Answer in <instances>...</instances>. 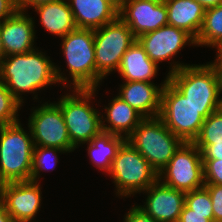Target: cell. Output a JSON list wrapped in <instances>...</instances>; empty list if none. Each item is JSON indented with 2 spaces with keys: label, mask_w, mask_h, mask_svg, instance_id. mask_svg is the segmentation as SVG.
<instances>
[{
  "label": "cell",
  "mask_w": 222,
  "mask_h": 222,
  "mask_svg": "<svg viewBox=\"0 0 222 222\" xmlns=\"http://www.w3.org/2000/svg\"><path fill=\"white\" fill-rule=\"evenodd\" d=\"M39 51L35 48L24 54L5 56L0 63V81L21 105L25 92L35 94L40 89L58 83L64 84L63 88L69 85L68 77L64 76L61 68Z\"/></svg>",
  "instance_id": "1"
},
{
  "label": "cell",
  "mask_w": 222,
  "mask_h": 222,
  "mask_svg": "<svg viewBox=\"0 0 222 222\" xmlns=\"http://www.w3.org/2000/svg\"><path fill=\"white\" fill-rule=\"evenodd\" d=\"M168 81L194 106L198 108H222V77L212 63H170ZM173 64V65H172Z\"/></svg>",
  "instance_id": "2"
},
{
  "label": "cell",
  "mask_w": 222,
  "mask_h": 222,
  "mask_svg": "<svg viewBox=\"0 0 222 222\" xmlns=\"http://www.w3.org/2000/svg\"><path fill=\"white\" fill-rule=\"evenodd\" d=\"M220 108H198L167 80L161 92L159 118L183 142H194L204 120Z\"/></svg>",
  "instance_id": "3"
},
{
  "label": "cell",
  "mask_w": 222,
  "mask_h": 222,
  "mask_svg": "<svg viewBox=\"0 0 222 222\" xmlns=\"http://www.w3.org/2000/svg\"><path fill=\"white\" fill-rule=\"evenodd\" d=\"M20 121L0 126V182L29 181L32 169L33 138ZM27 132V133H26Z\"/></svg>",
  "instance_id": "4"
},
{
  "label": "cell",
  "mask_w": 222,
  "mask_h": 222,
  "mask_svg": "<svg viewBox=\"0 0 222 222\" xmlns=\"http://www.w3.org/2000/svg\"><path fill=\"white\" fill-rule=\"evenodd\" d=\"M96 90L97 88L73 89L72 94L66 93L56 103L61 109L70 141L75 148L90 142L102 132L101 112L90 104L96 96Z\"/></svg>",
  "instance_id": "5"
},
{
  "label": "cell",
  "mask_w": 222,
  "mask_h": 222,
  "mask_svg": "<svg viewBox=\"0 0 222 222\" xmlns=\"http://www.w3.org/2000/svg\"><path fill=\"white\" fill-rule=\"evenodd\" d=\"M159 173L183 141L159 117L144 118L126 139Z\"/></svg>",
  "instance_id": "6"
},
{
  "label": "cell",
  "mask_w": 222,
  "mask_h": 222,
  "mask_svg": "<svg viewBox=\"0 0 222 222\" xmlns=\"http://www.w3.org/2000/svg\"><path fill=\"white\" fill-rule=\"evenodd\" d=\"M108 174L121 197L140 194L158 180L157 171L127 140L118 149Z\"/></svg>",
  "instance_id": "7"
},
{
  "label": "cell",
  "mask_w": 222,
  "mask_h": 222,
  "mask_svg": "<svg viewBox=\"0 0 222 222\" xmlns=\"http://www.w3.org/2000/svg\"><path fill=\"white\" fill-rule=\"evenodd\" d=\"M61 40V50L72 80L69 81L70 89L96 88L94 30L76 28Z\"/></svg>",
  "instance_id": "8"
},
{
  "label": "cell",
  "mask_w": 222,
  "mask_h": 222,
  "mask_svg": "<svg viewBox=\"0 0 222 222\" xmlns=\"http://www.w3.org/2000/svg\"><path fill=\"white\" fill-rule=\"evenodd\" d=\"M135 41L132 30L120 17L94 30L97 89L102 79L118 70L122 56Z\"/></svg>",
  "instance_id": "9"
},
{
  "label": "cell",
  "mask_w": 222,
  "mask_h": 222,
  "mask_svg": "<svg viewBox=\"0 0 222 222\" xmlns=\"http://www.w3.org/2000/svg\"><path fill=\"white\" fill-rule=\"evenodd\" d=\"M165 185L185 193L205 185L201 151L193 142H183L158 173Z\"/></svg>",
  "instance_id": "10"
},
{
  "label": "cell",
  "mask_w": 222,
  "mask_h": 222,
  "mask_svg": "<svg viewBox=\"0 0 222 222\" xmlns=\"http://www.w3.org/2000/svg\"><path fill=\"white\" fill-rule=\"evenodd\" d=\"M34 146L52 147L70 153L76 148L72 145L68 130L56 102L42 103L33 108L28 120Z\"/></svg>",
  "instance_id": "11"
},
{
  "label": "cell",
  "mask_w": 222,
  "mask_h": 222,
  "mask_svg": "<svg viewBox=\"0 0 222 222\" xmlns=\"http://www.w3.org/2000/svg\"><path fill=\"white\" fill-rule=\"evenodd\" d=\"M41 185L34 181L4 183L1 198L14 222H32L41 207Z\"/></svg>",
  "instance_id": "12"
},
{
  "label": "cell",
  "mask_w": 222,
  "mask_h": 222,
  "mask_svg": "<svg viewBox=\"0 0 222 222\" xmlns=\"http://www.w3.org/2000/svg\"><path fill=\"white\" fill-rule=\"evenodd\" d=\"M119 17L132 30L136 39L168 25L165 1L122 0Z\"/></svg>",
  "instance_id": "13"
},
{
  "label": "cell",
  "mask_w": 222,
  "mask_h": 222,
  "mask_svg": "<svg viewBox=\"0 0 222 222\" xmlns=\"http://www.w3.org/2000/svg\"><path fill=\"white\" fill-rule=\"evenodd\" d=\"M137 40L157 65L165 60H173L186 45L196 46L195 39L189 33L172 25L145 33Z\"/></svg>",
  "instance_id": "14"
},
{
  "label": "cell",
  "mask_w": 222,
  "mask_h": 222,
  "mask_svg": "<svg viewBox=\"0 0 222 222\" xmlns=\"http://www.w3.org/2000/svg\"><path fill=\"white\" fill-rule=\"evenodd\" d=\"M146 192V193H145ZM143 193L147 194L144 205H139L156 222H178L185 204V192L163 184L159 179Z\"/></svg>",
  "instance_id": "15"
},
{
  "label": "cell",
  "mask_w": 222,
  "mask_h": 222,
  "mask_svg": "<svg viewBox=\"0 0 222 222\" xmlns=\"http://www.w3.org/2000/svg\"><path fill=\"white\" fill-rule=\"evenodd\" d=\"M27 14L25 11L17 10L0 23V36L5 56L24 54L36 48L34 46L35 22Z\"/></svg>",
  "instance_id": "16"
},
{
  "label": "cell",
  "mask_w": 222,
  "mask_h": 222,
  "mask_svg": "<svg viewBox=\"0 0 222 222\" xmlns=\"http://www.w3.org/2000/svg\"><path fill=\"white\" fill-rule=\"evenodd\" d=\"M77 28L96 30L119 17L122 0H67Z\"/></svg>",
  "instance_id": "17"
},
{
  "label": "cell",
  "mask_w": 222,
  "mask_h": 222,
  "mask_svg": "<svg viewBox=\"0 0 222 222\" xmlns=\"http://www.w3.org/2000/svg\"><path fill=\"white\" fill-rule=\"evenodd\" d=\"M167 80L168 77L160 86L149 82L124 81L120 85L118 96L144 118L158 117L161 92Z\"/></svg>",
  "instance_id": "18"
},
{
  "label": "cell",
  "mask_w": 222,
  "mask_h": 222,
  "mask_svg": "<svg viewBox=\"0 0 222 222\" xmlns=\"http://www.w3.org/2000/svg\"><path fill=\"white\" fill-rule=\"evenodd\" d=\"M104 109V113L106 114L101 115L102 131L122 136L125 139L133 133L135 128L144 119L140 113L128 105L118 95L113 97L110 103H108V107L106 106ZM106 121L108 125L105 123Z\"/></svg>",
  "instance_id": "19"
},
{
  "label": "cell",
  "mask_w": 222,
  "mask_h": 222,
  "mask_svg": "<svg viewBox=\"0 0 222 222\" xmlns=\"http://www.w3.org/2000/svg\"><path fill=\"white\" fill-rule=\"evenodd\" d=\"M168 25L189 33L195 40L202 28L205 8L196 0H164Z\"/></svg>",
  "instance_id": "20"
},
{
  "label": "cell",
  "mask_w": 222,
  "mask_h": 222,
  "mask_svg": "<svg viewBox=\"0 0 222 222\" xmlns=\"http://www.w3.org/2000/svg\"><path fill=\"white\" fill-rule=\"evenodd\" d=\"M158 69V65L148 57L144 47L136 39L122 56L117 71L123 81L153 83L151 80L156 76Z\"/></svg>",
  "instance_id": "21"
},
{
  "label": "cell",
  "mask_w": 222,
  "mask_h": 222,
  "mask_svg": "<svg viewBox=\"0 0 222 222\" xmlns=\"http://www.w3.org/2000/svg\"><path fill=\"white\" fill-rule=\"evenodd\" d=\"M32 8L39 14L42 27L55 36L62 38L77 28L67 0L42 3Z\"/></svg>",
  "instance_id": "22"
},
{
  "label": "cell",
  "mask_w": 222,
  "mask_h": 222,
  "mask_svg": "<svg viewBox=\"0 0 222 222\" xmlns=\"http://www.w3.org/2000/svg\"><path fill=\"white\" fill-rule=\"evenodd\" d=\"M125 140L122 136L102 131L90 142H86V144H88L87 150L91 162L95 167L99 168V170L109 173L112 161Z\"/></svg>",
  "instance_id": "23"
},
{
  "label": "cell",
  "mask_w": 222,
  "mask_h": 222,
  "mask_svg": "<svg viewBox=\"0 0 222 222\" xmlns=\"http://www.w3.org/2000/svg\"><path fill=\"white\" fill-rule=\"evenodd\" d=\"M196 46L216 48L222 43V4L205 10Z\"/></svg>",
  "instance_id": "24"
},
{
  "label": "cell",
  "mask_w": 222,
  "mask_h": 222,
  "mask_svg": "<svg viewBox=\"0 0 222 222\" xmlns=\"http://www.w3.org/2000/svg\"><path fill=\"white\" fill-rule=\"evenodd\" d=\"M222 142V108L212 112L203 122L198 137L194 140L196 147L202 151L207 145Z\"/></svg>",
  "instance_id": "25"
},
{
  "label": "cell",
  "mask_w": 222,
  "mask_h": 222,
  "mask_svg": "<svg viewBox=\"0 0 222 222\" xmlns=\"http://www.w3.org/2000/svg\"><path fill=\"white\" fill-rule=\"evenodd\" d=\"M57 153L67 152L59 148L34 146L30 181L38 182L40 171H53L55 169L59 161Z\"/></svg>",
  "instance_id": "26"
},
{
  "label": "cell",
  "mask_w": 222,
  "mask_h": 222,
  "mask_svg": "<svg viewBox=\"0 0 222 222\" xmlns=\"http://www.w3.org/2000/svg\"><path fill=\"white\" fill-rule=\"evenodd\" d=\"M20 102L11 94L5 84L0 81V126L18 122Z\"/></svg>",
  "instance_id": "27"
},
{
  "label": "cell",
  "mask_w": 222,
  "mask_h": 222,
  "mask_svg": "<svg viewBox=\"0 0 222 222\" xmlns=\"http://www.w3.org/2000/svg\"><path fill=\"white\" fill-rule=\"evenodd\" d=\"M185 205L192 210V213L213 214L212 200L205 186L187 192Z\"/></svg>",
  "instance_id": "28"
},
{
  "label": "cell",
  "mask_w": 222,
  "mask_h": 222,
  "mask_svg": "<svg viewBox=\"0 0 222 222\" xmlns=\"http://www.w3.org/2000/svg\"><path fill=\"white\" fill-rule=\"evenodd\" d=\"M205 184H216L222 186V160L202 159Z\"/></svg>",
  "instance_id": "29"
},
{
  "label": "cell",
  "mask_w": 222,
  "mask_h": 222,
  "mask_svg": "<svg viewBox=\"0 0 222 222\" xmlns=\"http://www.w3.org/2000/svg\"><path fill=\"white\" fill-rule=\"evenodd\" d=\"M212 200L214 222H222V186L216 184L204 185Z\"/></svg>",
  "instance_id": "30"
},
{
  "label": "cell",
  "mask_w": 222,
  "mask_h": 222,
  "mask_svg": "<svg viewBox=\"0 0 222 222\" xmlns=\"http://www.w3.org/2000/svg\"><path fill=\"white\" fill-rule=\"evenodd\" d=\"M178 222H214V216L213 214L192 213V210L184 204Z\"/></svg>",
  "instance_id": "31"
},
{
  "label": "cell",
  "mask_w": 222,
  "mask_h": 222,
  "mask_svg": "<svg viewBox=\"0 0 222 222\" xmlns=\"http://www.w3.org/2000/svg\"><path fill=\"white\" fill-rule=\"evenodd\" d=\"M124 222H156L151 216L145 213L138 205L132 206L124 215Z\"/></svg>",
  "instance_id": "32"
},
{
  "label": "cell",
  "mask_w": 222,
  "mask_h": 222,
  "mask_svg": "<svg viewBox=\"0 0 222 222\" xmlns=\"http://www.w3.org/2000/svg\"><path fill=\"white\" fill-rule=\"evenodd\" d=\"M18 10L16 0H0V23Z\"/></svg>",
  "instance_id": "33"
},
{
  "label": "cell",
  "mask_w": 222,
  "mask_h": 222,
  "mask_svg": "<svg viewBox=\"0 0 222 222\" xmlns=\"http://www.w3.org/2000/svg\"><path fill=\"white\" fill-rule=\"evenodd\" d=\"M202 159H221L222 160V142L207 145L201 151Z\"/></svg>",
  "instance_id": "34"
},
{
  "label": "cell",
  "mask_w": 222,
  "mask_h": 222,
  "mask_svg": "<svg viewBox=\"0 0 222 222\" xmlns=\"http://www.w3.org/2000/svg\"><path fill=\"white\" fill-rule=\"evenodd\" d=\"M57 0H16L18 10L26 11L27 8L35 7L42 3L54 2ZM31 6V7H30Z\"/></svg>",
  "instance_id": "35"
},
{
  "label": "cell",
  "mask_w": 222,
  "mask_h": 222,
  "mask_svg": "<svg viewBox=\"0 0 222 222\" xmlns=\"http://www.w3.org/2000/svg\"><path fill=\"white\" fill-rule=\"evenodd\" d=\"M0 222H14L12 217L6 211V208L1 200H0Z\"/></svg>",
  "instance_id": "36"
},
{
  "label": "cell",
  "mask_w": 222,
  "mask_h": 222,
  "mask_svg": "<svg viewBox=\"0 0 222 222\" xmlns=\"http://www.w3.org/2000/svg\"><path fill=\"white\" fill-rule=\"evenodd\" d=\"M200 3L205 9L216 7L222 4V0H196Z\"/></svg>",
  "instance_id": "37"
},
{
  "label": "cell",
  "mask_w": 222,
  "mask_h": 222,
  "mask_svg": "<svg viewBox=\"0 0 222 222\" xmlns=\"http://www.w3.org/2000/svg\"><path fill=\"white\" fill-rule=\"evenodd\" d=\"M216 59L214 60V62L212 61V63L217 67V68H222V43L216 47Z\"/></svg>",
  "instance_id": "38"
},
{
  "label": "cell",
  "mask_w": 222,
  "mask_h": 222,
  "mask_svg": "<svg viewBox=\"0 0 222 222\" xmlns=\"http://www.w3.org/2000/svg\"><path fill=\"white\" fill-rule=\"evenodd\" d=\"M4 57H5V53H4V48H3V44H2V40H1V36H0V63Z\"/></svg>",
  "instance_id": "39"
},
{
  "label": "cell",
  "mask_w": 222,
  "mask_h": 222,
  "mask_svg": "<svg viewBox=\"0 0 222 222\" xmlns=\"http://www.w3.org/2000/svg\"><path fill=\"white\" fill-rule=\"evenodd\" d=\"M1 187H2V183L0 182V198H1Z\"/></svg>",
  "instance_id": "40"
},
{
  "label": "cell",
  "mask_w": 222,
  "mask_h": 222,
  "mask_svg": "<svg viewBox=\"0 0 222 222\" xmlns=\"http://www.w3.org/2000/svg\"><path fill=\"white\" fill-rule=\"evenodd\" d=\"M219 69V71H220V73H221V77H222V68H218Z\"/></svg>",
  "instance_id": "41"
}]
</instances>
